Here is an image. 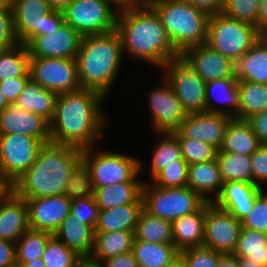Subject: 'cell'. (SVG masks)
<instances>
[{
	"mask_svg": "<svg viewBox=\"0 0 267 267\" xmlns=\"http://www.w3.org/2000/svg\"><path fill=\"white\" fill-rule=\"evenodd\" d=\"M106 99L100 92L85 88L58 94L50 121V142L81 149L99 145L108 127L102 109Z\"/></svg>",
	"mask_w": 267,
	"mask_h": 267,
	"instance_id": "cell-1",
	"label": "cell"
},
{
	"mask_svg": "<svg viewBox=\"0 0 267 267\" xmlns=\"http://www.w3.org/2000/svg\"><path fill=\"white\" fill-rule=\"evenodd\" d=\"M116 31L122 40L123 55L146 62L153 68L160 70L180 57L167 36L160 16L151 6H120Z\"/></svg>",
	"mask_w": 267,
	"mask_h": 267,
	"instance_id": "cell-2",
	"label": "cell"
},
{
	"mask_svg": "<svg viewBox=\"0 0 267 267\" xmlns=\"http://www.w3.org/2000/svg\"><path fill=\"white\" fill-rule=\"evenodd\" d=\"M82 150L73 145L47 143L35 163L12 185L23 199L62 195L73 169L82 161Z\"/></svg>",
	"mask_w": 267,
	"mask_h": 267,
	"instance_id": "cell-3",
	"label": "cell"
},
{
	"mask_svg": "<svg viewBox=\"0 0 267 267\" xmlns=\"http://www.w3.org/2000/svg\"><path fill=\"white\" fill-rule=\"evenodd\" d=\"M123 57L122 40L116 30L83 36L75 58L81 88L108 96L121 73Z\"/></svg>",
	"mask_w": 267,
	"mask_h": 267,
	"instance_id": "cell-4",
	"label": "cell"
},
{
	"mask_svg": "<svg viewBox=\"0 0 267 267\" xmlns=\"http://www.w3.org/2000/svg\"><path fill=\"white\" fill-rule=\"evenodd\" d=\"M151 7L160 16L173 47L181 54L194 45L205 44L210 16L185 0H160Z\"/></svg>",
	"mask_w": 267,
	"mask_h": 267,
	"instance_id": "cell-5",
	"label": "cell"
},
{
	"mask_svg": "<svg viewBox=\"0 0 267 267\" xmlns=\"http://www.w3.org/2000/svg\"><path fill=\"white\" fill-rule=\"evenodd\" d=\"M98 149L93 146L82 150V160L90 170L94 191L112 184L144 182L139 178L143 173L144 163L137 156Z\"/></svg>",
	"mask_w": 267,
	"mask_h": 267,
	"instance_id": "cell-6",
	"label": "cell"
},
{
	"mask_svg": "<svg viewBox=\"0 0 267 267\" xmlns=\"http://www.w3.org/2000/svg\"><path fill=\"white\" fill-rule=\"evenodd\" d=\"M262 35L255 26L234 20L221 13L209 18L206 44L236 62Z\"/></svg>",
	"mask_w": 267,
	"mask_h": 267,
	"instance_id": "cell-7",
	"label": "cell"
},
{
	"mask_svg": "<svg viewBox=\"0 0 267 267\" xmlns=\"http://www.w3.org/2000/svg\"><path fill=\"white\" fill-rule=\"evenodd\" d=\"M142 198L145 211L171 223L179 217L197 212L207 202L188 186L162 188L145 180Z\"/></svg>",
	"mask_w": 267,
	"mask_h": 267,
	"instance_id": "cell-8",
	"label": "cell"
},
{
	"mask_svg": "<svg viewBox=\"0 0 267 267\" xmlns=\"http://www.w3.org/2000/svg\"><path fill=\"white\" fill-rule=\"evenodd\" d=\"M119 8L115 0H73L62 13L65 23L85 36L115 31Z\"/></svg>",
	"mask_w": 267,
	"mask_h": 267,
	"instance_id": "cell-9",
	"label": "cell"
},
{
	"mask_svg": "<svg viewBox=\"0 0 267 267\" xmlns=\"http://www.w3.org/2000/svg\"><path fill=\"white\" fill-rule=\"evenodd\" d=\"M161 70L187 114L206 112V82L181 56L165 64Z\"/></svg>",
	"mask_w": 267,
	"mask_h": 267,
	"instance_id": "cell-10",
	"label": "cell"
},
{
	"mask_svg": "<svg viewBox=\"0 0 267 267\" xmlns=\"http://www.w3.org/2000/svg\"><path fill=\"white\" fill-rule=\"evenodd\" d=\"M45 143L23 134H0V172L13 184L34 163Z\"/></svg>",
	"mask_w": 267,
	"mask_h": 267,
	"instance_id": "cell-11",
	"label": "cell"
},
{
	"mask_svg": "<svg viewBox=\"0 0 267 267\" xmlns=\"http://www.w3.org/2000/svg\"><path fill=\"white\" fill-rule=\"evenodd\" d=\"M30 79L57 94L81 88L76 59L30 57Z\"/></svg>",
	"mask_w": 267,
	"mask_h": 267,
	"instance_id": "cell-12",
	"label": "cell"
},
{
	"mask_svg": "<svg viewBox=\"0 0 267 267\" xmlns=\"http://www.w3.org/2000/svg\"><path fill=\"white\" fill-rule=\"evenodd\" d=\"M160 85H156L146 93L151 113V132L173 133L187 116L180 100L166 79L162 76Z\"/></svg>",
	"mask_w": 267,
	"mask_h": 267,
	"instance_id": "cell-13",
	"label": "cell"
},
{
	"mask_svg": "<svg viewBox=\"0 0 267 267\" xmlns=\"http://www.w3.org/2000/svg\"><path fill=\"white\" fill-rule=\"evenodd\" d=\"M203 246L222 254H233L242 230V225L229 212L205 203V227Z\"/></svg>",
	"mask_w": 267,
	"mask_h": 267,
	"instance_id": "cell-14",
	"label": "cell"
},
{
	"mask_svg": "<svg viewBox=\"0 0 267 267\" xmlns=\"http://www.w3.org/2000/svg\"><path fill=\"white\" fill-rule=\"evenodd\" d=\"M82 35L69 24L33 37L27 44L30 57L75 59Z\"/></svg>",
	"mask_w": 267,
	"mask_h": 267,
	"instance_id": "cell-15",
	"label": "cell"
},
{
	"mask_svg": "<svg viewBox=\"0 0 267 267\" xmlns=\"http://www.w3.org/2000/svg\"><path fill=\"white\" fill-rule=\"evenodd\" d=\"M231 118L221 113H189L173 134L177 138L196 139L209 143L219 150Z\"/></svg>",
	"mask_w": 267,
	"mask_h": 267,
	"instance_id": "cell-16",
	"label": "cell"
},
{
	"mask_svg": "<svg viewBox=\"0 0 267 267\" xmlns=\"http://www.w3.org/2000/svg\"><path fill=\"white\" fill-rule=\"evenodd\" d=\"M180 56L205 82L215 79L236 78L235 62L224 57L206 43L188 47Z\"/></svg>",
	"mask_w": 267,
	"mask_h": 267,
	"instance_id": "cell-17",
	"label": "cell"
},
{
	"mask_svg": "<svg viewBox=\"0 0 267 267\" xmlns=\"http://www.w3.org/2000/svg\"><path fill=\"white\" fill-rule=\"evenodd\" d=\"M28 206L29 229L48 231L52 234L70 215V201L64 194L25 199Z\"/></svg>",
	"mask_w": 267,
	"mask_h": 267,
	"instance_id": "cell-18",
	"label": "cell"
},
{
	"mask_svg": "<svg viewBox=\"0 0 267 267\" xmlns=\"http://www.w3.org/2000/svg\"><path fill=\"white\" fill-rule=\"evenodd\" d=\"M12 6L14 33L19 43L27 44L41 36L44 16L52 9L47 0H9Z\"/></svg>",
	"mask_w": 267,
	"mask_h": 267,
	"instance_id": "cell-19",
	"label": "cell"
},
{
	"mask_svg": "<svg viewBox=\"0 0 267 267\" xmlns=\"http://www.w3.org/2000/svg\"><path fill=\"white\" fill-rule=\"evenodd\" d=\"M23 134L50 143V122L39 114L10 104L0 112V134Z\"/></svg>",
	"mask_w": 267,
	"mask_h": 267,
	"instance_id": "cell-20",
	"label": "cell"
},
{
	"mask_svg": "<svg viewBox=\"0 0 267 267\" xmlns=\"http://www.w3.org/2000/svg\"><path fill=\"white\" fill-rule=\"evenodd\" d=\"M262 190L257 185L247 182H224L220 194L212 203L217 208L229 212L241 222L250 213L256 196Z\"/></svg>",
	"mask_w": 267,
	"mask_h": 267,
	"instance_id": "cell-21",
	"label": "cell"
},
{
	"mask_svg": "<svg viewBox=\"0 0 267 267\" xmlns=\"http://www.w3.org/2000/svg\"><path fill=\"white\" fill-rule=\"evenodd\" d=\"M28 229L26 201L12 190L0 202V239L16 243Z\"/></svg>",
	"mask_w": 267,
	"mask_h": 267,
	"instance_id": "cell-22",
	"label": "cell"
},
{
	"mask_svg": "<svg viewBox=\"0 0 267 267\" xmlns=\"http://www.w3.org/2000/svg\"><path fill=\"white\" fill-rule=\"evenodd\" d=\"M205 98L206 112L221 113L237 118L239 111L237 78L215 79L206 82Z\"/></svg>",
	"mask_w": 267,
	"mask_h": 267,
	"instance_id": "cell-23",
	"label": "cell"
},
{
	"mask_svg": "<svg viewBox=\"0 0 267 267\" xmlns=\"http://www.w3.org/2000/svg\"><path fill=\"white\" fill-rule=\"evenodd\" d=\"M187 174V186L198 193L205 201L212 203L220 194L224 182L216 159L188 165Z\"/></svg>",
	"mask_w": 267,
	"mask_h": 267,
	"instance_id": "cell-24",
	"label": "cell"
},
{
	"mask_svg": "<svg viewBox=\"0 0 267 267\" xmlns=\"http://www.w3.org/2000/svg\"><path fill=\"white\" fill-rule=\"evenodd\" d=\"M235 76L238 81L267 84V35L235 62Z\"/></svg>",
	"mask_w": 267,
	"mask_h": 267,
	"instance_id": "cell-25",
	"label": "cell"
},
{
	"mask_svg": "<svg viewBox=\"0 0 267 267\" xmlns=\"http://www.w3.org/2000/svg\"><path fill=\"white\" fill-rule=\"evenodd\" d=\"M53 235L81 258L90 257L95 239L94 226L79 223L69 215Z\"/></svg>",
	"mask_w": 267,
	"mask_h": 267,
	"instance_id": "cell-26",
	"label": "cell"
},
{
	"mask_svg": "<svg viewBox=\"0 0 267 267\" xmlns=\"http://www.w3.org/2000/svg\"><path fill=\"white\" fill-rule=\"evenodd\" d=\"M205 204L197 211L172 222L173 244L179 251L203 246Z\"/></svg>",
	"mask_w": 267,
	"mask_h": 267,
	"instance_id": "cell-27",
	"label": "cell"
},
{
	"mask_svg": "<svg viewBox=\"0 0 267 267\" xmlns=\"http://www.w3.org/2000/svg\"><path fill=\"white\" fill-rule=\"evenodd\" d=\"M261 145L247 120L232 117L218 151L251 156Z\"/></svg>",
	"mask_w": 267,
	"mask_h": 267,
	"instance_id": "cell-28",
	"label": "cell"
},
{
	"mask_svg": "<svg viewBox=\"0 0 267 267\" xmlns=\"http://www.w3.org/2000/svg\"><path fill=\"white\" fill-rule=\"evenodd\" d=\"M142 210V196L135 203L100 210L95 232L135 230Z\"/></svg>",
	"mask_w": 267,
	"mask_h": 267,
	"instance_id": "cell-29",
	"label": "cell"
},
{
	"mask_svg": "<svg viewBox=\"0 0 267 267\" xmlns=\"http://www.w3.org/2000/svg\"><path fill=\"white\" fill-rule=\"evenodd\" d=\"M135 230L95 232L90 258L102 262L111 257L132 251Z\"/></svg>",
	"mask_w": 267,
	"mask_h": 267,
	"instance_id": "cell-30",
	"label": "cell"
},
{
	"mask_svg": "<svg viewBox=\"0 0 267 267\" xmlns=\"http://www.w3.org/2000/svg\"><path fill=\"white\" fill-rule=\"evenodd\" d=\"M57 96V93L44 89L30 79L15 104L23 110L43 116L50 122L54 116Z\"/></svg>",
	"mask_w": 267,
	"mask_h": 267,
	"instance_id": "cell-31",
	"label": "cell"
},
{
	"mask_svg": "<svg viewBox=\"0 0 267 267\" xmlns=\"http://www.w3.org/2000/svg\"><path fill=\"white\" fill-rule=\"evenodd\" d=\"M144 182H124L99 187L94 196L100 210H106L129 203H135L142 196Z\"/></svg>",
	"mask_w": 267,
	"mask_h": 267,
	"instance_id": "cell-32",
	"label": "cell"
},
{
	"mask_svg": "<svg viewBox=\"0 0 267 267\" xmlns=\"http://www.w3.org/2000/svg\"><path fill=\"white\" fill-rule=\"evenodd\" d=\"M132 252L139 267H166L179 253L173 243L133 242Z\"/></svg>",
	"mask_w": 267,
	"mask_h": 267,
	"instance_id": "cell-33",
	"label": "cell"
},
{
	"mask_svg": "<svg viewBox=\"0 0 267 267\" xmlns=\"http://www.w3.org/2000/svg\"><path fill=\"white\" fill-rule=\"evenodd\" d=\"M239 111L237 118L249 117L267 110V84L238 81Z\"/></svg>",
	"mask_w": 267,
	"mask_h": 267,
	"instance_id": "cell-34",
	"label": "cell"
},
{
	"mask_svg": "<svg viewBox=\"0 0 267 267\" xmlns=\"http://www.w3.org/2000/svg\"><path fill=\"white\" fill-rule=\"evenodd\" d=\"M216 160L223 182L242 181L254 184L251 156L218 151Z\"/></svg>",
	"mask_w": 267,
	"mask_h": 267,
	"instance_id": "cell-35",
	"label": "cell"
},
{
	"mask_svg": "<svg viewBox=\"0 0 267 267\" xmlns=\"http://www.w3.org/2000/svg\"><path fill=\"white\" fill-rule=\"evenodd\" d=\"M135 240L151 243H173L172 223L141 211L134 231Z\"/></svg>",
	"mask_w": 267,
	"mask_h": 267,
	"instance_id": "cell-36",
	"label": "cell"
},
{
	"mask_svg": "<svg viewBox=\"0 0 267 267\" xmlns=\"http://www.w3.org/2000/svg\"><path fill=\"white\" fill-rule=\"evenodd\" d=\"M233 255L265 267L267 265V234L242 228Z\"/></svg>",
	"mask_w": 267,
	"mask_h": 267,
	"instance_id": "cell-37",
	"label": "cell"
},
{
	"mask_svg": "<svg viewBox=\"0 0 267 267\" xmlns=\"http://www.w3.org/2000/svg\"><path fill=\"white\" fill-rule=\"evenodd\" d=\"M30 55L26 44L0 49V81L9 77L30 76Z\"/></svg>",
	"mask_w": 267,
	"mask_h": 267,
	"instance_id": "cell-38",
	"label": "cell"
},
{
	"mask_svg": "<svg viewBox=\"0 0 267 267\" xmlns=\"http://www.w3.org/2000/svg\"><path fill=\"white\" fill-rule=\"evenodd\" d=\"M158 143L152 150L151 164L149 166L150 179L152 180L168 164L176 163L182 158L181 145L173 133H156Z\"/></svg>",
	"mask_w": 267,
	"mask_h": 267,
	"instance_id": "cell-39",
	"label": "cell"
},
{
	"mask_svg": "<svg viewBox=\"0 0 267 267\" xmlns=\"http://www.w3.org/2000/svg\"><path fill=\"white\" fill-rule=\"evenodd\" d=\"M53 236L48 231L28 229L16 242V263L42 258L48 240Z\"/></svg>",
	"mask_w": 267,
	"mask_h": 267,
	"instance_id": "cell-40",
	"label": "cell"
},
{
	"mask_svg": "<svg viewBox=\"0 0 267 267\" xmlns=\"http://www.w3.org/2000/svg\"><path fill=\"white\" fill-rule=\"evenodd\" d=\"M70 201L94 196L90 170L82 160L70 174L63 193Z\"/></svg>",
	"mask_w": 267,
	"mask_h": 267,
	"instance_id": "cell-41",
	"label": "cell"
},
{
	"mask_svg": "<svg viewBox=\"0 0 267 267\" xmlns=\"http://www.w3.org/2000/svg\"><path fill=\"white\" fill-rule=\"evenodd\" d=\"M80 258L54 235L48 240L42 255L46 267H75Z\"/></svg>",
	"mask_w": 267,
	"mask_h": 267,
	"instance_id": "cell-42",
	"label": "cell"
},
{
	"mask_svg": "<svg viewBox=\"0 0 267 267\" xmlns=\"http://www.w3.org/2000/svg\"><path fill=\"white\" fill-rule=\"evenodd\" d=\"M188 163L182 157L176 163L168 164L152 180L149 181L162 188L186 187L188 182Z\"/></svg>",
	"mask_w": 267,
	"mask_h": 267,
	"instance_id": "cell-43",
	"label": "cell"
},
{
	"mask_svg": "<svg viewBox=\"0 0 267 267\" xmlns=\"http://www.w3.org/2000/svg\"><path fill=\"white\" fill-rule=\"evenodd\" d=\"M262 0H226L223 14L258 28V13Z\"/></svg>",
	"mask_w": 267,
	"mask_h": 267,
	"instance_id": "cell-44",
	"label": "cell"
},
{
	"mask_svg": "<svg viewBox=\"0 0 267 267\" xmlns=\"http://www.w3.org/2000/svg\"><path fill=\"white\" fill-rule=\"evenodd\" d=\"M181 145L182 157L188 165L203 163L216 159L218 149L202 141L188 138H178Z\"/></svg>",
	"mask_w": 267,
	"mask_h": 267,
	"instance_id": "cell-45",
	"label": "cell"
},
{
	"mask_svg": "<svg viewBox=\"0 0 267 267\" xmlns=\"http://www.w3.org/2000/svg\"><path fill=\"white\" fill-rule=\"evenodd\" d=\"M242 228L267 234V190L256 196L250 213L241 221Z\"/></svg>",
	"mask_w": 267,
	"mask_h": 267,
	"instance_id": "cell-46",
	"label": "cell"
},
{
	"mask_svg": "<svg viewBox=\"0 0 267 267\" xmlns=\"http://www.w3.org/2000/svg\"><path fill=\"white\" fill-rule=\"evenodd\" d=\"M186 262V267H217L222 253L201 246L191 247L179 253Z\"/></svg>",
	"mask_w": 267,
	"mask_h": 267,
	"instance_id": "cell-47",
	"label": "cell"
},
{
	"mask_svg": "<svg viewBox=\"0 0 267 267\" xmlns=\"http://www.w3.org/2000/svg\"><path fill=\"white\" fill-rule=\"evenodd\" d=\"M100 208L95 196L90 198L75 199L70 205V215L84 225L96 227L99 220Z\"/></svg>",
	"mask_w": 267,
	"mask_h": 267,
	"instance_id": "cell-48",
	"label": "cell"
},
{
	"mask_svg": "<svg viewBox=\"0 0 267 267\" xmlns=\"http://www.w3.org/2000/svg\"><path fill=\"white\" fill-rule=\"evenodd\" d=\"M18 43L14 33L12 6L9 0L0 6V49L10 48Z\"/></svg>",
	"mask_w": 267,
	"mask_h": 267,
	"instance_id": "cell-49",
	"label": "cell"
},
{
	"mask_svg": "<svg viewBox=\"0 0 267 267\" xmlns=\"http://www.w3.org/2000/svg\"><path fill=\"white\" fill-rule=\"evenodd\" d=\"M254 185L263 188L267 184V144H261L251 155Z\"/></svg>",
	"mask_w": 267,
	"mask_h": 267,
	"instance_id": "cell-50",
	"label": "cell"
},
{
	"mask_svg": "<svg viewBox=\"0 0 267 267\" xmlns=\"http://www.w3.org/2000/svg\"><path fill=\"white\" fill-rule=\"evenodd\" d=\"M30 80V76L9 77L0 81V90L6 97L9 104H15L24 86Z\"/></svg>",
	"mask_w": 267,
	"mask_h": 267,
	"instance_id": "cell-51",
	"label": "cell"
},
{
	"mask_svg": "<svg viewBox=\"0 0 267 267\" xmlns=\"http://www.w3.org/2000/svg\"><path fill=\"white\" fill-rule=\"evenodd\" d=\"M261 144H267V110L247 119Z\"/></svg>",
	"mask_w": 267,
	"mask_h": 267,
	"instance_id": "cell-52",
	"label": "cell"
},
{
	"mask_svg": "<svg viewBox=\"0 0 267 267\" xmlns=\"http://www.w3.org/2000/svg\"><path fill=\"white\" fill-rule=\"evenodd\" d=\"M193 7L203 11L209 16L221 14L224 10L226 0H185Z\"/></svg>",
	"mask_w": 267,
	"mask_h": 267,
	"instance_id": "cell-53",
	"label": "cell"
},
{
	"mask_svg": "<svg viewBox=\"0 0 267 267\" xmlns=\"http://www.w3.org/2000/svg\"><path fill=\"white\" fill-rule=\"evenodd\" d=\"M16 264V243L0 239V267H11Z\"/></svg>",
	"mask_w": 267,
	"mask_h": 267,
	"instance_id": "cell-54",
	"label": "cell"
},
{
	"mask_svg": "<svg viewBox=\"0 0 267 267\" xmlns=\"http://www.w3.org/2000/svg\"><path fill=\"white\" fill-rule=\"evenodd\" d=\"M102 264L103 267H139L132 251L106 259Z\"/></svg>",
	"mask_w": 267,
	"mask_h": 267,
	"instance_id": "cell-55",
	"label": "cell"
},
{
	"mask_svg": "<svg viewBox=\"0 0 267 267\" xmlns=\"http://www.w3.org/2000/svg\"><path fill=\"white\" fill-rule=\"evenodd\" d=\"M64 23L63 13L61 11L51 10L44 16V24L43 30H41V35L48 34L49 31L60 28Z\"/></svg>",
	"mask_w": 267,
	"mask_h": 267,
	"instance_id": "cell-56",
	"label": "cell"
},
{
	"mask_svg": "<svg viewBox=\"0 0 267 267\" xmlns=\"http://www.w3.org/2000/svg\"><path fill=\"white\" fill-rule=\"evenodd\" d=\"M258 30L267 35V0H262L258 13Z\"/></svg>",
	"mask_w": 267,
	"mask_h": 267,
	"instance_id": "cell-57",
	"label": "cell"
},
{
	"mask_svg": "<svg viewBox=\"0 0 267 267\" xmlns=\"http://www.w3.org/2000/svg\"><path fill=\"white\" fill-rule=\"evenodd\" d=\"M217 267H238V257L233 254H222Z\"/></svg>",
	"mask_w": 267,
	"mask_h": 267,
	"instance_id": "cell-58",
	"label": "cell"
},
{
	"mask_svg": "<svg viewBox=\"0 0 267 267\" xmlns=\"http://www.w3.org/2000/svg\"><path fill=\"white\" fill-rule=\"evenodd\" d=\"M13 190L12 183L0 172V202Z\"/></svg>",
	"mask_w": 267,
	"mask_h": 267,
	"instance_id": "cell-59",
	"label": "cell"
},
{
	"mask_svg": "<svg viewBox=\"0 0 267 267\" xmlns=\"http://www.w3.org/2000/svg\"><path fill=\"white\" fill-rule=\"evenodd\" d=\"M75 267H103V264L90 257H82L78 260Z\"/></svg>",
	"mask_w": 267,
	"mask_h": 267,
	"instance_id": "cell-60",
	"label": "cell"
},
{
	"mask_svg": "<svg viewBox=\"0 0 267 267\" xmlns=\"http://www.w3.org/2000/svg\"><path fill=\"white\" fill-rule=\"evenodd\" d=\"M52 10L63 11L73 0H47Z\"/></svg>",
	"mask_w": 267,
	"mask_h": 267,
	"instance_id": "cell-61",
	"label": "cell"
},
{
	"mask_svg": "<svg viewBox=\"0 0 267 267\" xmlns=\"http://www.w3.org/2000/svg\"><path fill=\"white\" fill-rule=\"evenodd\" d=\"M166 267H186L185 259L178 254Z\"/></svg>",
	"mask_w": 267,
	"mask_h": 267,
	"instance_id": "cell-62",
	"label": "cell"
},
{
	"mask_svg": "<svg viewBox=\"0 0 267 267\" xmlns=\"http://www.w3.org/2000/svg\"><path fill=\"white\" fill-rule=\"evenodd\" d=\"M22 267H46L42 258L32 259L30 261H26Z\"/></svg>",
	"mask_w": 267,
	"mask_h": 267,
	"instance_id": "cell-63",
	"label": "cell"
},
{
	"mask_svg": "<svg viewBox=\"0 0 267 267\" xmlns=\"http://www.w3.org/2000/svg\"><path fill=\"white\" fill-rule=\"evenodd\" d=\"M238 267H263L255 262H251L246 258L238 257Z\"/></svg>",
	"mask_w": 267,
	"mask_h": 267,
	"instance_id": "cell-64",
	"label": "cell"
},
{
	"mask_svg": "<svg viewBox=\"0 0 267 267\" xmlns=\"http://www.w3.org/2000/svg\"><path fill=\"white\" fill-rule=\"evenodd\" d=\"M120 6L139 5L142 6V0H115Z\"/></svg>",
	"mask_w": 267,
	"mask_h": 267,
	"instance_id": "cell-65",
	"label": "cell"
},
{
	"mask_svg": "<svg viewBox=\"0 0 267 267\" xmlns=\"http://www.w3.org/2000/svg\"><path fill=\"white\" fill-rule=\"evenodd\" d=\"M10 104L8 103L6 97L0 90V112H2L5 108H7Z\"/></svg>",
	"mask_w": 267,
	"mask_h": 267,
	"instance_id": "cell-66",
	"label": "cell"
},
{
	"mask_svg": "<svg viewBox=\"0 0 267 267\" xmlns=\"http://www.w3.org/2000/svg\"><path fill=\"white\" fill-rule=\"evenodd\" d=\"M156 1L160 0H142V6H151Z\"/></svg>",
	"mask_w": 267,
	"mask_h": 267,
	"instance_id": "cell-67",
	"label": "cell"
},
{
	"mask_svg": "<svg viewBox=\"0 0 267 267\" xmlns=\"http://www.w3.org/2000/svg\"><path fill=\"white\" fill-rule=\"evenodd\" d=\"M7 0H0V6L3 5Z\"/></svg>",
	"mask_w": 267,
	"mask_h": 267,
	"instance_id": "cell-68",
	"label": "cell"
},
{
	"mask_svg": "<svg viewBox=\"0 0 267 267\" xmlns=\"http://www.w3.org/2000/svg\"><path fill=\"white\" fill-rule=\"evenodd\" d=\"M11 267H22V266H20V265H17V264H16V265H14V266H11Z\"/></svg>",
	"mask_w": 267,
	"mask_h": 267,
	"instance_id": "cell-69",
	"label": "cell"
}]
</instances>
